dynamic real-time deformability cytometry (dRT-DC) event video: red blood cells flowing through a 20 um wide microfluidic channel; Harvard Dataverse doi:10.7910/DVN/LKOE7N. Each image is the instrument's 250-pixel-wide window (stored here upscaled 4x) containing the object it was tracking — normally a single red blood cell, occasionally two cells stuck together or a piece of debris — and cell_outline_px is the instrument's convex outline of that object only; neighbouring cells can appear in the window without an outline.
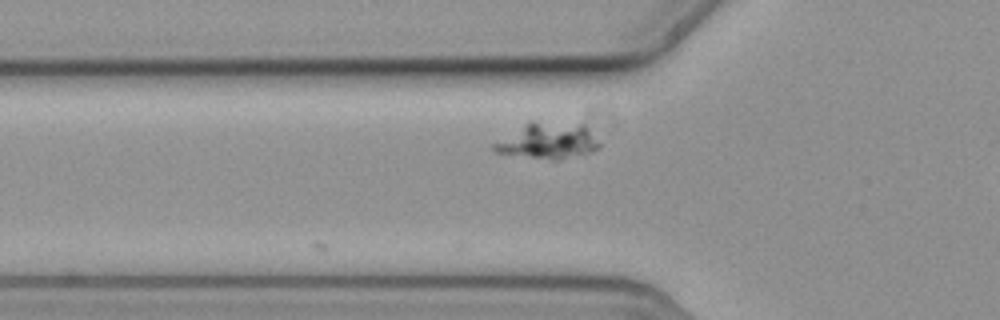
{"species": "common noctule bat (a hibernating species)", "species_latin": "Nyctalus noctula", "temperature_condition": "cold", "stored_images_in_passage": 4, "camera_frame_rate_fps": 3000, "um_per_image_px": 0.085, "animal": {"sex": "female", "body_mass_g": 19.3, "forearm_length_mm": 54.1}, "frame": {"image": 1, "passage_image": 3, "time_ms": 0.667, "image_size_px": [1000, 320], "cell_outline_px": [[600, 148], [592, 152], [560, 160], [552, 160], [496, 152], [492, 148], [492, 144], [524, 124], [532, 120], [584, 124], [600, 144]], "centroid_in_image_um": [46.6, 11.96], "position_along_channel_um": 79.2, "area_um2": 22.08}}